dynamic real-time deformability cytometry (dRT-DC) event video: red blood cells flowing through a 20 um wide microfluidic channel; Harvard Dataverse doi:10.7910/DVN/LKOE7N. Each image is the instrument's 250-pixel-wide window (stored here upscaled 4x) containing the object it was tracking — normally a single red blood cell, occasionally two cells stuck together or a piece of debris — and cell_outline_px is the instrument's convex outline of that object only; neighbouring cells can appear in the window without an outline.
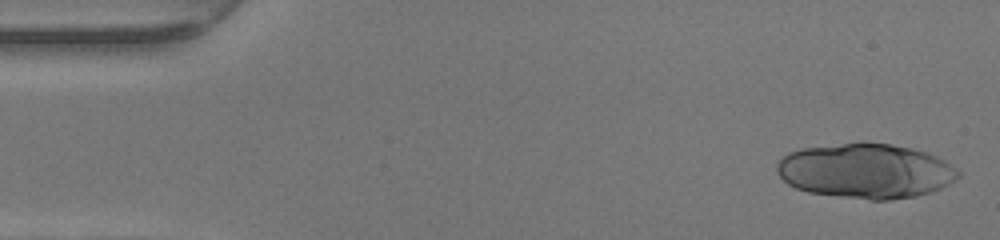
{"species": "human", "species_latin": "Homo sapiens", "temperature_condition": "warm", "stored_images_in_passage": 23, "camera_frame_rate_fps": 3000, "um_per_image_px": 0.085, "donor": {"sex": "female"}, "frame": {"image": 1, "passage_image": 1, "time_ms": 0.0, "image_size_px": [1000, 240], "cell_outline_px": [[960, 176], [948, 184], [940, 188], [916, 196], [892, 200], [872, 200], [808, 192], [796, 188], [788, 184], [776, 172], [776, 164], [788, 152], [804, 148], [860, 140], [864, 140], [892, 144], [912, 148], [936, 156], [944, 160], [956, 168], [960, 172]], "centroid_in_image_um": [73.57, 14.5], "position_along_channel_um": 11.4, "area_um2": 58.38}}
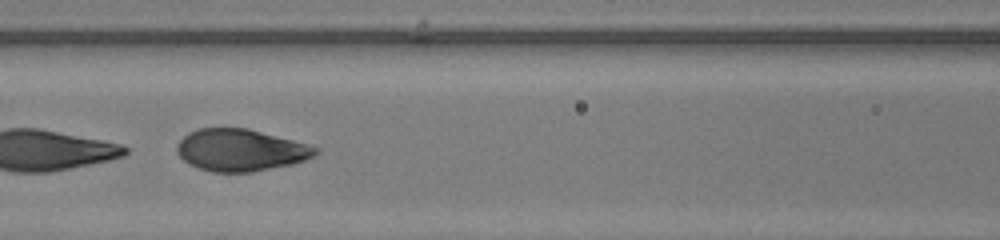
{"frame": {"image": 2, "passage_image": 20, "time_ms": 6.333, "image_size_px": [1000, 240], "cell_outline_px": [[320, 152], [304, 160], [292, 164], [252, 172], [212, 172], [200, 168], [184, 160], [176, 152], [176, 148], [180, 140], [188, 132], [196, 128], [248, 128], [308, 144], [320, 148]], "centroid_in_image_um": [20.46, 12.75], "position_along_channel_um": 146.1, "area_um2": 33.81}}